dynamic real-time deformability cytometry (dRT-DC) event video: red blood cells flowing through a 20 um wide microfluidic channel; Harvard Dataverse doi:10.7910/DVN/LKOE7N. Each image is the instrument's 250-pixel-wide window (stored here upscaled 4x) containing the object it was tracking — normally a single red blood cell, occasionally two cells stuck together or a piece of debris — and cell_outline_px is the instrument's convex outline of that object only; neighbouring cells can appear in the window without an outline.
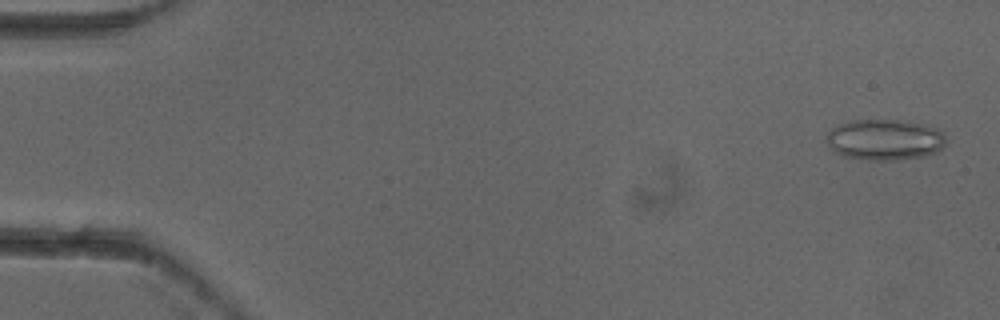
{"species": "common noctule bat (a hibernating species)", "species_latin": "Nyctalus noctula", "temperature_condition": "cold", "stored_images_in_passage": 4, "camera_frame_rate_fps": 3000, "um_per_image_px": 0.085, "animal": {"sex": "female"}, "frame": {"image": 1, "passage_image": 1, "time_ms": 0.0, "image_size_px": [1000, 320], "cell_outline_px": [[944, 148], [936, 152], [924, 156], [892, 160], [868, 160], [844, 156], [836, 152], [824, 140], [824, 136], [832, 128], [840, 124], [852, 120], [900, 120], [940, 128], [944, 136]], "centroid_in_image_um": [75.19, 11.87], "position_along_channel_um": 9.8, "area_um2": 28.5}}